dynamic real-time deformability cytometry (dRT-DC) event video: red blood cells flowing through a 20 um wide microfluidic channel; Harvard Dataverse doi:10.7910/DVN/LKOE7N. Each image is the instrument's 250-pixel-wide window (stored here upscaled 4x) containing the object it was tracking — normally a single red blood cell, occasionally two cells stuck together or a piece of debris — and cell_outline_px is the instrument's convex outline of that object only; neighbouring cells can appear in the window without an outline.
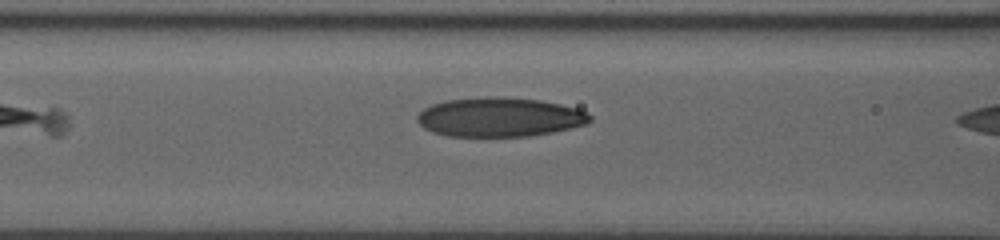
{"species": "human", "species_latin": "Homo sapiens", "temperature_condition": "room temperature", "stored_images_in_passage": 6, "camera_frame_rate_fps": 3000, "um_per_image_px": 0.085, "donor": {"sex": "male"}, "frame": {"image": 1, "passage_image": 3, "time_ms": 0.667, "image_size_px": [1000, 240], "cell_outline_px": [[592, 120], [588, 124], [552, 132], [528, 136], [448, 136], [432, 132], [424, 128], [416, 120], [416, 116], [424, 108], [432, 104], [444, 100], [484, 96], [492, 96], [540, 100], [560, 104], [576, 108], [588, 112], [592, 116]], "centroid_in_image_um": [42.46, 9.95], "position_along_channel_um": 124.1, "area_um2": 39.71}}